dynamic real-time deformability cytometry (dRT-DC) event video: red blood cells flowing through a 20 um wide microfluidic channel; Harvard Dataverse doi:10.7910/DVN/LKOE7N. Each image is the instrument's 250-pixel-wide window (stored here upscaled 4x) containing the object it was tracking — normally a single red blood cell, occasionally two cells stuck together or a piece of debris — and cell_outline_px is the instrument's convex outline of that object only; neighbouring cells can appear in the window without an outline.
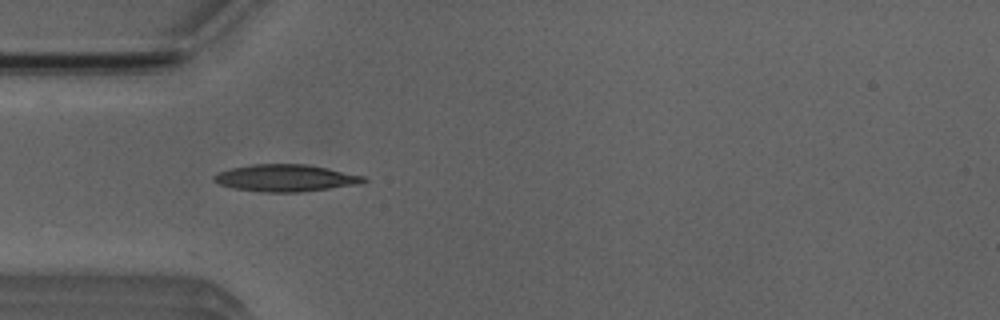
{"species": "Egyptian fruit bat (a non-hibernating species)", "species_latin": "Rousettus aegyptiacus", "temperature_condition": "room temperature", "stored_images_in_passage": 2, "camera_frame_rate_fps": 3000, "um_per_image_px": 0.085, "animal": {"sex": "male"}, "frame": {"image": 1, "passage_image": 1, "time_ms": 0.0, "image_size_px": [1000, 320], "cell_outline_px": [[368, 180], [360, 184], [300, 192], [260, 192], [232, 188], [220, 184], [212, 180], [212, 176], [216, 172], [232, 168], [252, 164], [304, 164], [328, 168], [364, 176]], "centroid_in_image_um": [24.24, 15.13], "position_along_channel_um": 60.8, "area_um2": 23.64}}